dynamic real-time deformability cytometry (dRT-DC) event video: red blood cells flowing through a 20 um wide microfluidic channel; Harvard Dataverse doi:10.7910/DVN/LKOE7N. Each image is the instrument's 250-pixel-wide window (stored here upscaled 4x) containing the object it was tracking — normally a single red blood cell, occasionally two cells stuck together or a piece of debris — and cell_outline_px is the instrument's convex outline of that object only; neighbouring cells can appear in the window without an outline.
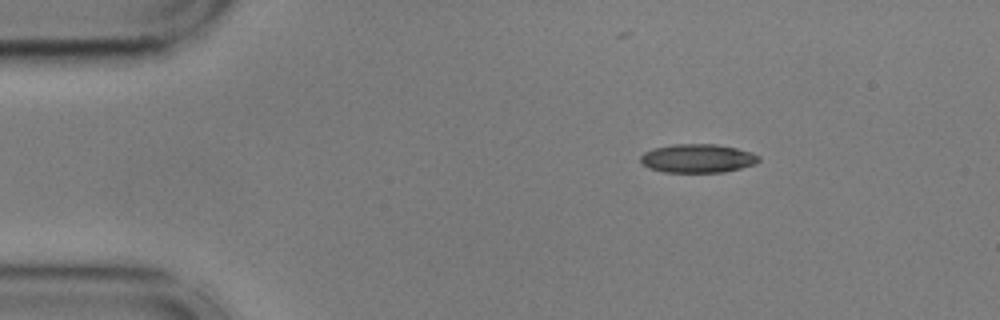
{"species": "common noctule bat (a hibernating species)", "species_latin": "Nyctalus noctula", "temperature_condition": "cold", "stored_images_in_passage": 47, "camera_frame_rate_fps": 3000, "um_per_image_px": 0.085, "animal": {"sex": "male", "body_mass_g": 17.9, "forearm_length_mm": 54.2}, "frame": {"image": 1, "passage_image": 1, "time_ms": 0.0, "image_size_px": [1000, 320], "cell_outline_px": [[760, 160], [756, 164], [724, 172], [664, 172], [648, 168], [640, 160], [640, 156], [644, 152], [652, 148], [676, 144], [716, 144], [736, 148], [752, 152], [760, 156]], "centroid_in_image_um": [59.31, 13.46], "position_along_channel_um": 25.7, "area_um2": 19.83}}
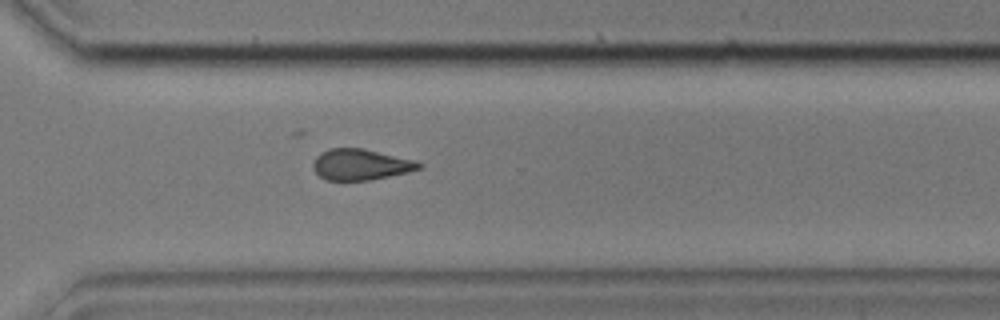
{"frame": {"image": 2, "passage_image": 32, "time_ms": 10.333, "image_size_px": [1000, 320], "cell_outline_px": [[424, 164], [420, 168], [408, 172], [368, 180], [324, 180], [312, 168], [312, 164], [316, 156], [320, 152], [328, 148], [364, 148], [416, 160]], "centroid_in_image_um": [30.64, 13.97], "position_along_channel_um": 340.0, "area_um2": 19.25}}
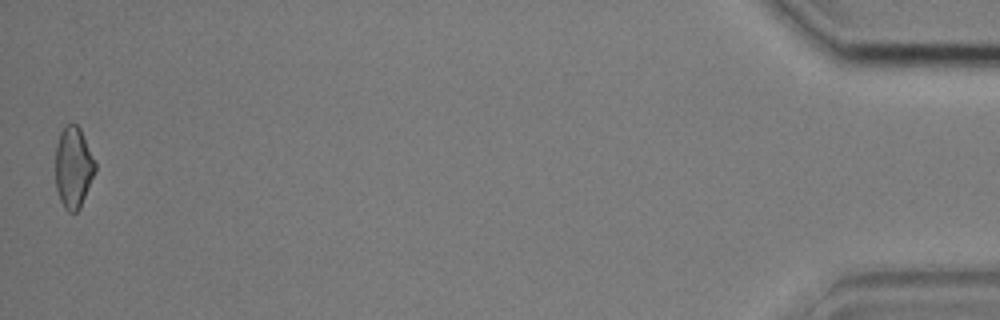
{"frame": {"image": 3, "passage_image": 47, "time_ms": 15.333, "image_size_px": [1000, 320], "cell_outline_px": [[96, 168], [80, 208], [76, 212], [68, 212], [64, 208], [60, 200], [56, 188], [56, 144], [60, 132], [72, 120], [80, 128], [96, 164]], "centroid_in_image_um": [6.22, 14.22], "position_along_channel_um": 429.0, "area_um2": 18.67}, "authors_computed_cell_mechanics": {"area_um2": 19.7676, "velocity_mm_per_s": 3.6257, "shape_relaxation_time_tau1_ms": 6.1276, "shape_relaxation_time_tau2_ms": 5.4884, "deformation_change_tau1": 0.1565, "deformation_change_tau2": 0.1481}}